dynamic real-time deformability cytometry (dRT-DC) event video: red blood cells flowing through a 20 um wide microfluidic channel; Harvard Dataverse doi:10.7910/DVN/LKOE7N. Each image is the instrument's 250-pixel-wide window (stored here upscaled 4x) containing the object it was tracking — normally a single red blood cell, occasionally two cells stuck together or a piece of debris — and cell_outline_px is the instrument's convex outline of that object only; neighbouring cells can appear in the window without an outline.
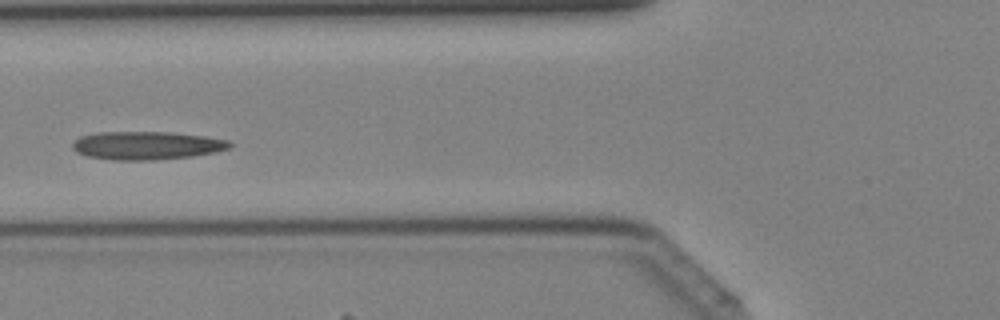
{"species": "Egyptian fruit bat (a non-hibernating species)", "species_latin": "Rousettus aegyptiacus", "temperature_condition": "cold", "stored_images_in_passage": 28, "camera_frame_rate_fps": 3000, "um_per_image_px": 0.085, "animal": {"sex": "female"}, "frame": {"image": 1, "passage_image": 7, "time_ms": 2.0, "image_size_px": [1000, 320], "cell_outline_px": [[232, 148], [216, 152], [192, 156], [156, 160], [112, 160], [88, 156], [76, 152], [72, 148], [72, 144], [80, 136], [96, 132], [168, 132], [208, 136], [228, 140], [232, 144]], "centroid_in_image_um": [12.5, 12.36], "position_along_channel_um": 113.3, "area_um2": 26.07}}
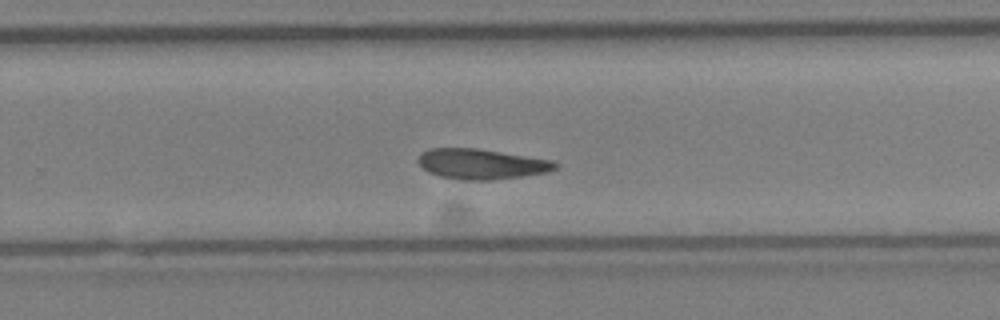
{"frame": {"image": 2, "passage_image": 18, "time_ms": 5.667, "image_size_px": [1000, 320], "cell_outline_px": [[556, 168], [548, 172], [520, 176], [488, 180], [460, 180], [440, 176], [428, 172], [416, 160], [420, 152], [428, 148], [476, 148], [552, 160], [556, 164]], "centroid_in_image_um": [40.85, 13.93], "position_along_channel_um": 289.0, "area_um2": 24.04}}
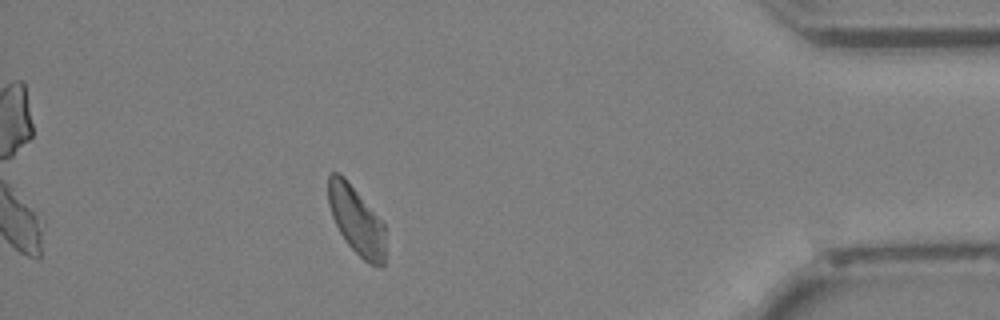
{"frame": {"image": 3, "passage_image": 28, "time_ms": 9.0, "image_size_px": [1000, 320], "cell_outline_px": [[384, 264], [368, 264], [348, 244], [340, 232], [332, 216], [328, 204], [328, 176], [332, 172], [340, 172], [344, 176], [384, 224]], "centroid_in_image_um": [30.26, 18.69], "position_along_channel_um": 404.9, "area_um2": 22.2}}